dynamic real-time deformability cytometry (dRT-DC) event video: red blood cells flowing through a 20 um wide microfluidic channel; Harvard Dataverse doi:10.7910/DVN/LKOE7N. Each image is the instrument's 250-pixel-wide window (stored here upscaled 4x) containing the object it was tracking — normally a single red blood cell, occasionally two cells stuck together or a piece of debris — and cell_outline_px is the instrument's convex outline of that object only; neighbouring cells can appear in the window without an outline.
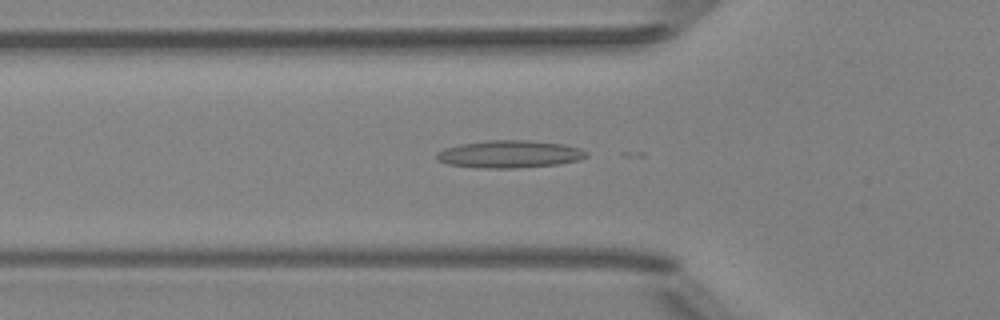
{"species": "Egyptian fruit bat (a non-hibernating species)", "species_latin": "Rousettus aegyptiacus", "temperature_condition": "room temperature", "stored_images_in_passage": 51, "camera_frame_rate_fps": 3000, "um_per_image_px": 0.085, "animal": {"sex": "female"}, "frame": {"image": 1, "passage_image": 18, "time_ms": 5.667, "image_size_px": [1000, 320], "cell_outline_px": [[588, 156], [580, 160], [556, 164], [512, 168], [484, 168], [448, 164], [440, 160], [436, 156], [440, 152], [448, 148], [460, 144], [484, 140], [532, 140], [564, 144], [580, 148], [588, 152]], "centroid_in_image_um": [43.39, 13.09], "position_along_channel_um": 82.4, "area_um2": 23.76}}
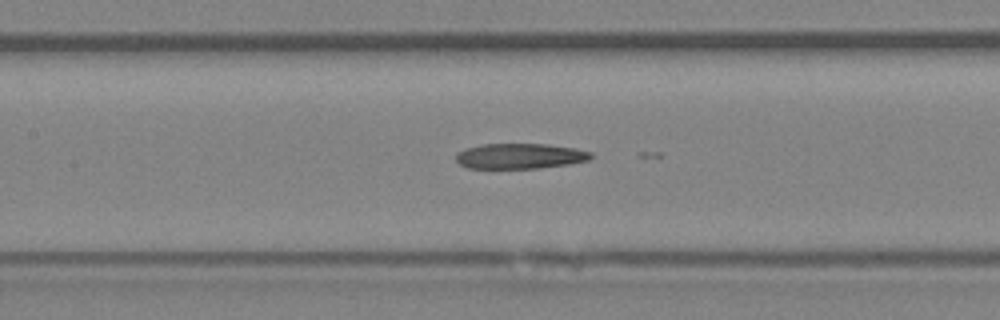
{"frame": {"image": 2, "passage_image": 24, "time_ms": 7.667, "image_size_px": [1000, 320], "cell_outline_px": [[592, 156], [588, 160], [568, 164], [540, 168], [468, 168], [460, 164], [456, 160], [456, 152], [468, 148], [484, 144], [548, 144], [576, 148], [592, 152]], "centroid_in_image_um": [44.21, 13.26], "position_along_channel_um": 163.2, "area_um2": 19.88}}
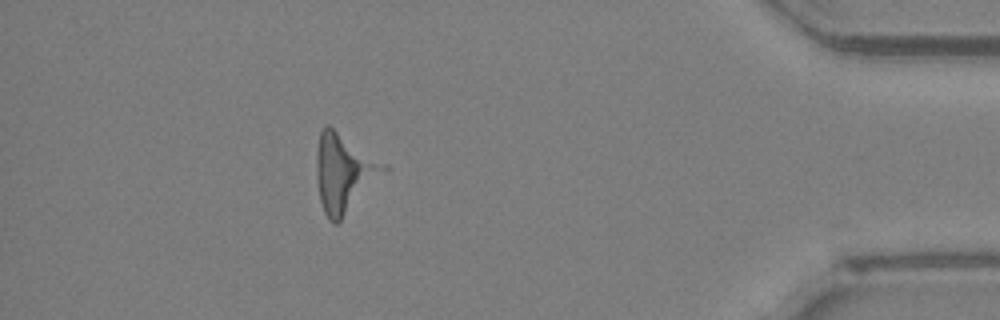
{"frame": {"image": 3, "passage_image": 46, "time_ms": 15.0, "image_size_px": [1000, 320], "cell_outline_px": [[372, 168], [340, 220], [336, 224], [332, 224], [328, 220], [324, 212], [320, 200], [316, 176], [316, 152], [320, 132], [328, 124], [372, 164]], "centroid_in_image_um": [28.76, 14.71], "position_along_channel_um": 406.4, "area_um2": 24.51}}